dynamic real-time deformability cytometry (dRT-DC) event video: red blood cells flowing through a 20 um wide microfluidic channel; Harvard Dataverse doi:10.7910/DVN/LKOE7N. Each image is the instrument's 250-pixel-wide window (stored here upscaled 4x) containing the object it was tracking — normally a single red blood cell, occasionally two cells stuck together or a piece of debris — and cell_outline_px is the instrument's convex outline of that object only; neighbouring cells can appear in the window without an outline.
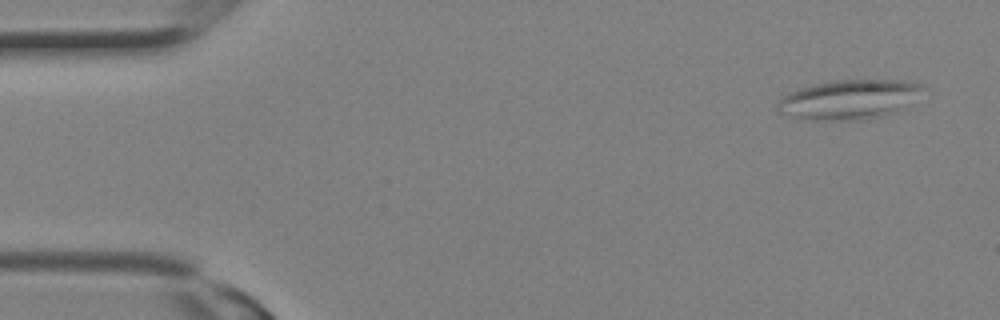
{"species": "Egyptian fruit bat (a non-hibernating species)", "species_latin": "Rousettus aegyptiacus", "temperature_condition": "room temperature", "stored_images_in_passage": 18, "camera_frame_rate_fps": 3000, "um_per_image_px": 0.085, "animal": {"sex": "female"}, "frame": {"image": 1, "passage_image": 1, "time_ms": 0.0, "image_size_px": [1000, 320], "cell_outline_px": [[924, 88], [904, 108], [880, 116], [864, 120], [808, 120], [792, 116], [780, 112], [776, 108], [776, 104], [788, 92], [800, 88], [832, 80], [904, 80], [920, 84]], "centroid_in_image_um": [72.14, 8.46], "position_along_channel_um": 12.9, "area_um2": 33.18}}
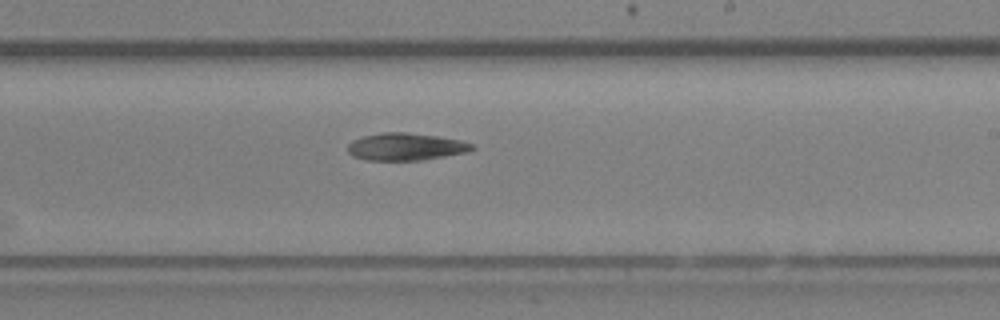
{"frame": {"image": 2, "passage_image": 16, "time_ms": 5.0, "image_size_px": [1000, 320], "cell_outline_px": [[476, 148], [468, 152], [424, 160], [368, 160], [352, 156], [348, 152], [348, 144], [352, 140], [364, 136], [384, 132], [408, 132], [436, 136], [460, 140], [472, 144]], "centroid_in_image_um": [34.49, 12.47], "position_along_channel_um": 254.5, "area_um2": 19.83}}
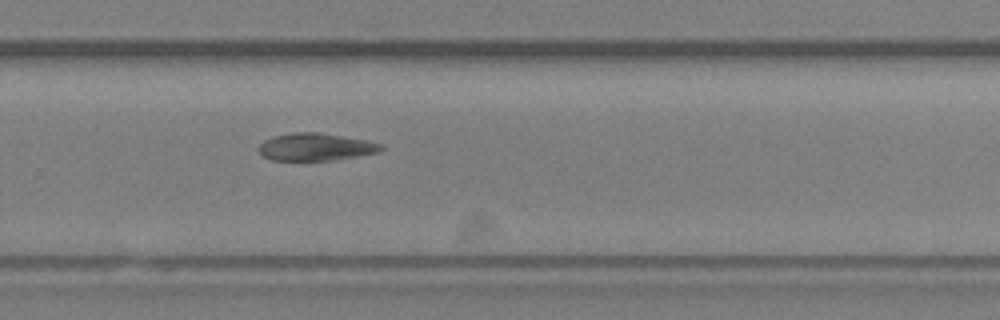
{"frame": {"image": 3, "passage_image": 18, "time_ms": 5.667, "image_size_px": [1000, 320], "cell_outline_px": [[384, 148], [380, 152], [332, 160], [272, 160], [264, 156], [260, 152], [260, 144], [264, 140], [272, 136], [292, 132], [316, 132], [364, 140], [380, 144]], "centroid_in_image_um": [26.8, 12.49], "position_along_channel_um": 303.0, "area_um2": 19.25}}